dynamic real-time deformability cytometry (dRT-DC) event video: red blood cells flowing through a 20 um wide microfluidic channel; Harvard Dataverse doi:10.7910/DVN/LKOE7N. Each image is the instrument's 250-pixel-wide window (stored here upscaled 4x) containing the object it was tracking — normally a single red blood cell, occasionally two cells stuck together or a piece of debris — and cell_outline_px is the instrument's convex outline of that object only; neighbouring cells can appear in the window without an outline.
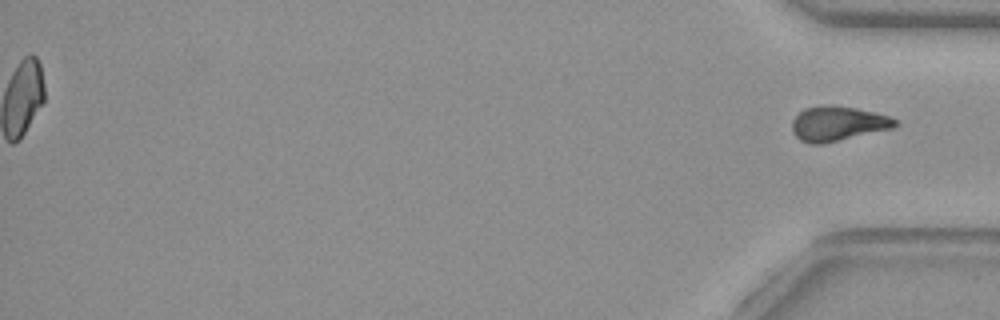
{"species": "common noctule bat (a hibernating species)", "species_latin": "Nyctalus noctula", "temperature_condition": "warm", "stored_images_in_passage": 48, "segment_of_instrument_passage": [2, 2], "camera_frame_rate_fps": 3000, "um_per_image_px": 0.085, "animal": {"sex": "female", "body_mass_g": 29.2, "forearm_length_mm": 56.3}, "frame": {"image": 1, "passage_image": 48, "time_ms": 15.667, "image_size_px": [1000, 320], "cell_outline_px": [[900, 124], [892, 128], [820, 144], [812, 144], [800, 140], [792, 132], [792, 120], [804, 108], [824, 104], [856, 108], [892, 116]], "centroid_in_image_um": [71.21, 10.49], "position_along_channel_um": 364.0, "area_um2": 20.75}}